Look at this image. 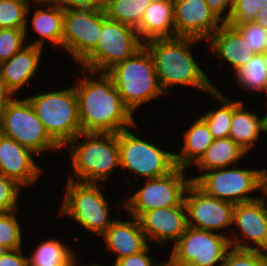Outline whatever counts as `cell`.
<instances>
[{
	"label": "cell",
	"mask_w": 267,
	"mask_h": 266,
	"mask_svg": "<svg viewBox=\"0 0 267 266\" xmlns=\"http://www.w3.org/2000/svg\"><path fill=\"white\" fill-rule=\"evenodd\" d=\"M81 71L83 76H78L74 88L82 132L117 134L127 128L136 129L137 121L123 104L112 78L106 72Z\"/></svg>",
	"instance_id": "6da1fadb"
},
{
	"label": "cell",
	"mask_w": 267,
	"mask_h": 266,
	"mask_svg": "<svg viewBox=\"0 0 267 266\" xmlns=\"http://www.w3.org/2000/svg\"><path fill=\"white\" fill-rule=\"evenodd\" d=\"M202 40L190 37L154 39L144 43L151 54L159 84L165 94L176 86H188L208 95L216 86L199 65L192 46Z\"/></svg>",
	"instance_id": "7a4b0ae2"
},
{
	"label": "cell",
	"mask_w": 267,
	"mask_h": 266,
	"mask_svg": "<svg viewBox=\"0 0 267 266\" xmlns=\"http://www.w3.org/2000/svg\"><path fill=\"white\" fill-rule=\"evenodd\" d=\"M68 146L72 168L68 179L102 184L115 173V167H121L118 133L82 132Z\"/></svg>",
	"instance_id": "3957f363"
},
{
	"label": "cell",
	"mask_w": 267,
	"mask_h": 266,
	"mask_svg": "<svg viewBox=\"0 0 267 266\" xmlns=\"http://www.w3.org/2000/svg\"><path fill=\"white\" fill-rule=\"evenodd\" d=\"M106 73L133 115L143 104L166 95L159 84L153 58L145 46Z\"/></svg>",
	"instance_id": "277c9868"
},
{
	"label": "cell",
	"mask_w": 267,
	"mask_h": 266,
	"mask_svg": "<svg viewBox=\"0 0 267 266\" xmlns=\"http://www.w3.org/2000/svg\"><path fill=\"white\" fill-rule=\"evenodd\" d=\"M49 137L61 148L82 133L74 86L26 97Z\"/></svg>",
	"instance_id": "5b68a950"
},
{
	"label": "cell",
	"mask_w": 267,
	"mask_h": 266,
	"mask_svg": "<svg viewBox=\"0 0 267 266\" xmlns=\"http://www.w3.org/2000/svg\"><path fill=\"white\" fill-rule=\"evenodd\" d=\"M59 216L70 217L84 230L101 237L116 218H110L109 200L100 189L101 184L68 179Z\"/></svg>",
	"instance_id": "8992f818"
},
{
	"label": "cell",
	"mask_w": 267,
	"mask_h": 266,
	"mask_svg": "<svg viewBox=\"0 0 267 266\" xmlns=\"http://www.w3.org/2000/svg\"><path fill=\"white\" fill-rule=\"evenodd\" d=\"M143 46L135 28L108 19L102 7V30L97 46L78 65L91 71L107 72Z\"/></svg>",
	"instance_id": "52a82bcc"
},
{
	"label": "cell",
	"mask_w": 267,
	"mask_h": 266,
	"mask_svg": "<svg viewBox=\"0 0 267 266\" xmlns=\"http://www.w3.org/2000/svg\"><path fill=\"white\" fill-rule=\"evenodd\" d=\"M0 133L12 138L36 155L60 151L61 148L49 137L38 119L29 100L12 97L0 113Z\"/></svg>",
	"instance_id": "ba28073f"
},
{
	"label": "cell",
	"mask_w": 267,
	"mask_h": 266,
	"mask_svg": "<svg viewBox=\"0 0 267 266\" xmlns=\"http://www.w3.org/2000/svg\"><path fill=\"white\" fill-rule=\"evenodd\" d=\"M130 129L118 133L120 168L129 170L144 180L159 178L176 168L174 151L164 150L159 145L136 136Z\"/></svg>",
	"instance_id": "9c48e42d"
},
{
	"label": "cell",
	"mask_w": 267,
	"mask_h": 266,
	"mask_svg": "<svg viewBox=\"0 0 267 266\" xmlns=\"http://www.w3.org/2000/svg\"><path fill=\"white\" fill-rule=\"evenodd\" d=\"M234 167L213 169L190 178L205 194L234 205L258 199L249 194L259 190L262 169Z\"/></svg>",
	"instance_id": "30bf717a"
},
{
	"label": "cell",
	"mask_w": 267,
	"mask_h": 266,
	"mask_svg": "<svg viewBox=\"0 0 267 266\" xmlns=\"http://www.w3.org/2000/svg\"><path fill=\"white\" fill-rule=\"evenodd\" d=\"M185 172L186 169L176 167L165 176L143 180V187H137L127 200L125 198L124 204L119 202L121 208L127 215L138 218L146 211L180 205L192 182L191 178L185 177Z\"/></svg>",
	"instance_id": "8fae6325"
},
{
	"label": "cell",
	"mask_w": 267,
	"mask_h": 266,
	"mask_svg": "<svg viewBox=\"0 0 267 266\" xmlns=\"http://www.w3.org/2000/svg\"><path fill=\"white\" fill-rule=\"evenodd\" d=\"M101 30L102 7H63L62 50L68 52L77 64L97 46Z\"/></svg>",
	"instance_id": "7c38bea8"
},
{
	"label": "cell",
	"mask_w": 267,
	"mask_h": 266,
	"mask_svg": "<svg viewBox=\"0 0 267 266\" xmlns=\"http://www.w3.org/2000/svg\"><path fill=\"white\" fill-rule=\"evenodd\" d=\"M170 255L185 266H222L231 248L228 234L188 226Z\"/></svg>",
	"instance_id": "4fadbf2b"
},
{
	"label": "cell",
	"mask_w": 267,
	"mask_h": 266,
	"mask_svg": "<svg viewBox=\"0 0 267 266\" xmlns=\"http://www.w3.org/2000/svg\"><path fill=\"white\" fill-rule=\"evenodd\" d=\"M184 203L188 226L216 233L229 228L231 232L234 204L205 194L193 182L186 189Z\"/></svg>",
	"instance_id": "5bb4252c"
},
{
	"label": "cell",
	"mask_w": 267,
	"mask_h": 266,
	"mask_svg": "<svg viewBox=\"0 0 267 266\" xmlns=\"http://www.w3.org/2000/svg\"><path fill=\"white\" fill-rule=\"evenodd\" d=\"M234 225L239 228L238 232L240 234L228 232L231 247L258 250L263 245L266 237L267 205L265 202L258 198L236 204L233 209Z\"/></svg>",
	"instance_id": "9a60e30c"
},
{
	"label": "cell",
	"mask_w": 267,
	"mask_h": 266,
	"mask_svg": "<svg viewBox=\"0 0 267 266\" xmlns=\"http://www.w3.org/2000/svg\"><path fill=\"white\" fill-rule=\"evenodd\" d=\"M175 37L207 41L223 22L205 0H173Z\"/></svg>",
	"instance_id": "2e32d148"
},
{
	"label": "cell",
	"mask_w": 267,
	"mask_h": 266,
	"mask_svg": "<svg viewBox=\"0 0 267 266\" xmlns=\"http://www.w3.org/2000/svg\"><path fill=\"white\" fill-rule=\"evenodd\" d=\"M137 219L148 244L164 246L172 242L174 246L188 227L184 201L177 206L143 212Z\"/></svg>",
	"instance_id": "e0dca14e"
},
{
	"label": "cell",
	"mask_w": 267,
	"mask_h": 266,
	"mask_svg": "<svg viewBox=\"0 0 267 266\" xmlns=\"http://www.w3.org/2000/svg\"><path fill=\"white\" fill-rule=\"evenodd\" d=\"M35 160L33 151L0 133V174L23 188L32 187L43 174L42 167Z\"/></svg>",
	"instance_id": "ac0fdd59"
},
{
	"label": "cell",
	"mask_w": 267,
	"mask_h": 266,
	"mask_svg": "<svg viewBox=\"0 0 267 266\" xmlns=\"http://www.w3.org/2000/svg\"><path fill=\"white\" fill-rule=\"evenodd\" d=\"M43 49L27 44L9 60L0 63V77L13 97L18 96L20 90L32 82L30 79L39 70Z\"/></svg>",
	"instance_id": "d6986e66"
},
{
	"label": "cell",
	"mask_w": 267,
	"mask_h": 266,
	"mask_svg": "<svg viewBox=\"0 0 267 266\" xmlns=\"http://www.w3.org/2000/svg\"><path fill=\"white\" fill-rule=\"evenodd\" d=\"M32 3L35 5L38 4V6L33 7L31 6V3L27 10L26 15V27H25V36L28 35V23H31V21H28V17L30 14H34L31 18L32 20V30L35 31L36 34H38V38L35 39V41L27 42L29 45L38 46L41 48H44V44L46 43L45 40L52 44V48L54 49L56 46L60 47L62 49V39H63V7L59 6L58 4L52 3L49 0H33ZM39 5H42L40 8ZM45 5V6H44ZM35 8L33 13L30 9ZM39 7V8H38Z\"/></svg>",
	"instance_id": "ffe728a7"
},
{
	"label": "cell",
	"mask_w": 267,
	"mask_h": 266,
	"mask_svg": "<svg viewBox=\"0 0 267 266\" xmlns=\"http://www.w3.org/2000/svg\"><path fill=\"white\" fill-rule=\"evenodd\" d=\"M128 218H117L101 236L106 250L117 255L115 261L139 253L148 245L138 219L131 215Z\"/></svg>",
	"instance_id": "44dd1931"
},
{
	"label": "cell",
	"mask_w": 267,
	"mask_h": 266,
	"mask_svg": "<svg viewBox=\"0 0 267 266\" xmlns=\"http://www.w3.org/2000/svg\"><path fill=\"white\" fill-rule=\"evenodd\" d=\"M211 55L229 63L233 74L255 54L243 36L231 25L223 23L207 40Z\"/></svg>",
	"instance_id": "7402d4cb"
},
{
	"label": "cell",
	"mask_w": 267,
	"mask_h": 266,
	"mask_svg": "<svg viewBox=\"0 0 267 266\" xmlns=\"http://www.w3.org/2000/svg\"><path fill=\"white\" fill-rule=\"evenodd\" d=\"M136 31L143 43L154 39L174 38L173 0H153L144 11Z\"/></svg>",
	"instance_id": "603a6c76"
},
{
	"label": "cell",
	"mask_w": 267,
	"mask_h": 266,
	"mask_svg": "<svg viewBox=\"0 0 267 266\" xmlns=\"http://www.w3.org/2000/svg\"><path fill=\"white\" fill-rule=\"evenodd\" d=\"M263 116L245 108L242 100H233V113L229 137L247 153L253 150L255 144L263 135Z\"/></svg>",
	"instance_id": "cb8c5ba5"
},
{
	"label": "cell",
	"mask_w": 267,
	"mask_h": 266,
	"mask_svg": "<svg viewBox=\"0 0 267 266\" xmlns=\"http://www.w3.org/2000/svg\"><path fill=\"white\" fill-rule=\"evenodd\" d=\"M182 134L183 147L180 152H174L176 167L188 169L202 157L207 148L213 143L214 138L208 125L199 116L192 125Z\"/></svg>",
	"instance_id": "d4e9b609"
},
{
	"label": "cell",
	"mask_w": 267,
	"mask_h": 266,
	"mask_svg": "<svg viewBox=\"0 0 267 266\" xmlns=\"http://www.w3.org/2000/svg\"><path fill=\"white\" fill-rule=\"evenodd\" d=\"M248 153L230 137L214 139L202 157L194 164L200 175L213 169L236 166Z\"/></svg>",
	"instance_id": "484cf974"
},
{
	"label": "cell",
	"mask_w": 267,
	"mask_h": 266,
	"mask_svg": "<svg viewBox=\"0 0 267 266\" xmlns=\"http://www.w3.org/2000/svg\"><path fill=\"white\" fill-rule=\"evenodd\" d=\"M70 245L58 238L44 240L35 247L28 262L34 266H68L76 255Z\"/></svg>",
	"instance_id": "4316f807"
},
{
	"label": "cell",
	"mask_w": 267,
	"mask_h": 266,
	"mask_svg": "<svg viewBox=\"0 0 267 266\" xmlns=\"http://www.w3.org/2000/svg\"><path fill=\"white\" fill-rule=\"evenodd\" d=\"M215 101L221 103L217 107V110L210 109L200 117L208 125L210 133L214 139L227 138L230 133V124L233 113V100H229L227 95L223 94L222 91L216 86L209 94Z\"/></svg>",
	"instance_id": "83f0119b"
},
{
	"label": "cell",
	"mask_w": 267,
	"mask_h": 266,
	"mask_svg": "<svg viewBox=\"0 0 267 266\" xmlns=\"http://www.w3.org/2000/svg\"><path fill=\"white\" fill-rule=\"evenodd\" d=\"M233 77H235V83L242 90H247L250 93L253 91L255 94L264 92L267 101V73L262 54H254L245 65L233 74Z\"/></svg>",
	"instance_id": "f1b7e54d"
},
{
	"label": "cell",
	"mask_w": 267,
	"mask_h": 266,
	"mask_svg": "<svg viewBox=\"0 0 267 266\" xmlns=\"http://www.w3.org/2000/svg\"><path fill=\"white\" fill-rule=\"evenodd\" d=\"M153 0H106L103 9L108 19L137 28L144 11Z\"/></svg>",
	"instance_id": "f546056e"
},
{
	"label": "cell",
	"mask_w": 267,
	"mask_h": 266,
	"mask_svg": "<svg viewBox=\"0 0 267 266\" xmlns=\"http://www.w3.org/2000/svg\"><path fill=\"white\" fill-rule=\"evenodd\" d=\"M33 0H0V29H25L27 10Z\"/></svg>",
	"instance_id": "4dcf8cb0"
},
{
	"label": "cell",
	"mask_w": 267,
	"mask_h": 266,
	"mask_svg": "<svg viewBox=\"0 0 267 266\" xmlns=\"http://www.w3.org/2000/svg\"><path fill=\"white\" fill-rule=\"evenodd\" d=\"M17 211L0 213V247L4 250L22 247L23 231L16 217Z\"/></svg>",
	"instance_id": "1f68e13d"
},
{
	"label": "cell",
	"mask_w": 267,
	"mask_h": 266,
	"mask_svg": "<svg viewBox=\"0 0 267 266\" xmlns=\"http://www.w3.org/2000/svg\"><path fill=\"white\" fill-rule=\"evenodd\" d=\"M267 0H234L233 10L226 24L245 26L255 23V18Z\"/></svg>",
	"instance_id": "d6a6232c"
},
{
	"label": "cell",
	"mask_w": 267,
	"mask_h": 266,
	"mask_svg": "<svg viewBox=\"0 0 267 266\" xmlns=\"http://www.w3.org/2000/svg\"><path fill=\"white\" fill-rule=\"evenodd\" d=\"M26 38L24 29H0V63L9 60L26 46Z\"/></svg>",
	"instance_id": "836d02e7"
},
{
	"label": "cell",
	"mask_w": 267,
	"mask_h": 266,
	"mask_svg": "<svg viewBox=\"0 0 267 266\" xmlns=\"http://www.w3.org/2000/svg\"><path fill=\"white\" fill-rule=\"evenodd\" d=\"M222 266H267V256L258 250L231 247L225 256Z\"/></svg>",
	"instance_id": "e575fe53"
},
{
	"label": "cell",
	"mask_w": 267,
	"mask_h": 266,
	"mask_svg": "<svg viewBox=\"0 0 267 266\" xmlns=\"http://www.w3.org/2000/svg\"><path fill=\"white\" fill-rule=\"evenodd\" d=\"M21 188L16 181L0 174V213L18 210Z\"/></svg>",
	"instance_id": "d590c367"
},
{
	"label": "cell",
	"mask_w": 267,
	"mask_h": 266,
	"mask_svg": "<svg viewBox=\"0 0 267 266\" xmlns=\"http://www.w3.org/2000/svg\"><path fill=\"white\" fill-rule=\"evenodd\" d=\"M247 41L255 54H262L267 49V29L256 22L245 26H233Z\"/></svg>",
	"instance_id": "8d00e7d4"
},
{
	"label": "cell",
	"mask_w": 267,
	"mask_h": 266,
	"mask_svg": "<svg viewBox=\"0 0 267 266\" xmlns=\"http://www.w3.org/2000/svg\"><path fill=\"white\" fill-rule=\"evenodd\" d=\"M150 244L139 253L116 260L112 266H154L155 262L150 258Z\"/></svg>",
	"instance_id": "74e56055"
},
{
	"label": "cell",
	"mask_w": 267,
	"mask_h": 266,
	"mask_svg": "<svg viewBox=\"0 0 267 266\" xmlns=\"http://www.w3.org/2000/svg\"><path fill=\"white\" fill-rule=\"evenodd\" d=\"M28 257L19 249L5 250L0 255V266H27Z\"/></svg>",
	"instance_id": "f35d334b"
},
{
	"label": "cell",
	"mask_w": 267,
	"mask_h": 266,
	"mask_svg": "<svg viewBox=\"0 0 267 266\" xmlns=\"http://www.w3.org/2000/svg\"><path fill=\"white\" fill-rule=\"evenodd\" d=\"M205 2L223 23L227 22L233 10L234 0H205Z\"/></svg>",
	"instance_id": "ab89813d"
},
{
	"label": "cell",
	"mask_w": 267,
	"mask_h": 266,
	"mask_svg": "<svg viewBox=\"0 0 267 266\" xmlns=\"http://www.w3.org/2000/svg\"><path fill=\"white\" fill-rule=\"evenodd\" d=\"M49 1L65 8L70 5H92L96 7H103L106 0H49Z\"/></svg>",
	"instance_id": "60d3db41"
},
{
	"label": "cell",
	"mask_w": 267,
	"mask_h": 266,
	"mask_svg": "<svg viewBox=\"0 0 267 266\" xmlns=\"http://www.w3.org/2000/svg\"><path fill=\"white\" fill-rule=\"evenodd\" d=\"M13 97V95L6 89L2 78L0 77V113L5 108L6 103Z\"/></svg>",
	"instance_id": "b9f144b4"
},
{
	"label": "cell",
	"mask_w": 267,
	"mask_h": 266,
	"mask_svg": "<svg viewBox=\"0 0 267 266\" xmlns=\"http://www.w3.org/2000/svg\"><path fill=\"white\" fill-rule=\"evenodd\" d=\"M261 190V192L263 193V195H260L261 200H263L265 202V204L267 205L266 201L267 200V170L266 169H262L261 173H260V188L259 191Z\"/></svg>",
	"instance_id": "7bdbcfd3"
},
{
	"label": "cell",
	"mask_w": 267,
	"mask_h": 266,
	"mask_svg": "<svg viewBox=\"0 0 267 266\" xmlns=\"http://www.w3.org/2000/svg\"><path fill=\"white\" fill-rule=\"evenodd\" d=\"M255 22L267 29V3L263 4V7H261L255 18Z\"/></svg>",
	"instance_id": "ee69618b"
},
{
	"label": "cell",
	"mask_w": 267,
	"mask_h": 266,
	"mask_svg": "<svg viewBox=\"0 0 267 266\" xmlns=\"http://www.w3.org/2000/svg\"><path fill=\"white\" fill-rule=\"evenodd\" d=\"M169 259L165 262L159 261L158 263L156 262L154 266H185L177 262L171 255H169Z\"/></svg>",
	"instance_id": "f6af8a7d"
},
{
	"label": "cell",
	"mask_w": 267,
	"mask_h": 266,
	"mask_svg": "<svg viewBox=\"0 0 267 266\" xmlns=\"http://www.w3.org/2000/svg\"><path fill=\"white\" fill-rule=\"evenodd\" d=\"M79 257V255L77 256V254L72 258V260H71V262L69 263V265L68 266H80L79 265V263H77L78 262V259H80V258H78ZM81 266H102V265H100V264H97L96 262L95 263H92V264H90V265H81Z\"/></svg>",
	"instance_id": "bcb514c9"
},
{
	"label": "cell",
	"mask_w": 267,
	"mask_h": 266,
	"mask_svg": "<svg viewBox=\"0 0 267 266\" xmlns=\"http://www.w3.org/2000/svg\"><path fill=\"white\" fill-rule=\"evenodd\" d=\"M258 251L260 253H262L263 255L267 256V230H266V237L264 240L263 245L258 249Z\"/></svg>",
	"instance_id": "7dc6e473"
},
{
	"label": "cell",
	"mask_w": 267,
	"mask_h": 266,
	"mask_svg": "<svg viewBox=\"0 0 267 266\" xmlns=\"http://www.w3.org/2000/svg\"><path fill=\"white\" fill-rule=\"evenodd\" d=\"M266 109H267V102H266ZM263 133H267V111L266 114L263 115Z\"/></svg>",
	"instance_id": "c3c4849f"
},
{
	"label": "cell",
	"mask_w": 267,
	"mask_h": 266,
	"mask_svg": "<svg viewBox=\"0 0 267 266\" xmlns=\"http://www.w3.org/2000/svg\"><path fill=\"white\" fill-rule=\"evenodd\" d=\"M264 63L266 64V73H267V49L262 53Z\"/></svg>",
	"instance_id": "681fc988"
},
{
	"label": "cell",
	"mask_w": 267,
	"mask_h": 266,
	"mask_svg": "<svg viewBox=\"0 0 267 266\" xmlns=\"http://www.w3.org/2000/svg\"><path fill=\"white\" fill-rule=\"evenodd\" d=\"M5 250L2 248V247H0V255L4 252Z\"/></svg>",
	"instance_id": "f907efd6"
},
{
	"label": "cell",
	"mask_w": 267,
	"mask_h": 266,
	"mask_svg": "<svg viewBox=\"0 0 267 266\" xmlns=\"http://www.w3.org/2000/svg\"><path fill=\"white\" fill-rule=\"evenodd\" d=\"M27 266H34V265H32V264H30L29 262L27 263Z\"/></svg>",
	"instance_id": "816d5d0a"
}]
</instances>
